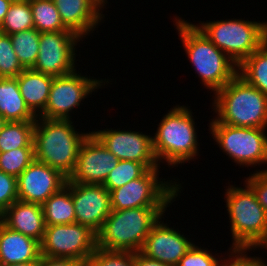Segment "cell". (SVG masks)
Segmentation results:
<instances>
[{
    "label": "cell",
    "instance_id": "cell-1",
    "mask_svg": "<svg viewBox=\"0 0 267 266\" xmlns=\"http://www.w3.org/2000/svg\"><path fill=\"white\" fill-rule=\"evenodd\" d=\"M174 25L183 50L194 67L203 87L213 94L238 74V65L218 49L195 25L179 16Z\"/></svg>",
    "mask_w": 267,
    "mask_h": 266
},
{
    "label": "cell",
    "instance_id": "cell-2",
    "mask_svg": "<svg viewBox=\"0 0 267 266\" xmlns=\"http://www.w3.org/2000/svg\"><path fill=\"white\" fill-rule=\"evenodd\" d=\"M226 186L225 203L232 234L231 250H260L267 243V212L245 182Z\"/></svg>",
    "mask_w": 267,
    "mask_h": 266
},
{
    "label": "cell",
    "instance_id": "cell-3",
    "mask_svg": "<svg viewBox=\"0 0 267 266\" xmlns=\"http://www.w3.org/2000/svg\"><path fill=\"white\" fill-rule=\"evenodd\" d=\"M74 121L37 117L34 127L35 160L58 169L66 177L73 172L82 143L91 133H79Z\"/></svg>",
    "mask_w": 267,
    "mask_h": 266
},
{
    "label": "cell",
    "instance_id": "cell-4",
    "mask_svg": "<svg viewBox=\"0 0 267 266\" xmlns=\"http://www.w3.org/2000/svg\"><path fill=\"white\" fill-rule=\"evenodd\" d=\"M212 96V109L217 115L211 122L267 128V96L238 74Z\"/></svg>",
    "mask_w": 267,
    "mask_h": 266
},
{
    "label": "cell",
    "instance_id": "cell-5",
    "mask_svg": "<svg viewBox=\"0 0 267 266\" xmlns=\"http://www.w3.org/2000/svg\"><path fill=\"white\" fill-rule=\"evenodd\" d=\"M192 110L185 105H176L162 117L152 146L157 162L171 168L188 163L199 155V139ZM162 160V161H161ZM164 161V162H163Z\"/></svg>",
    "mask_w": 267,
    "mask_h": 266
},
{
    "label": "cell",
    "instance_id": "cell-6",
    "mask_svg": "<svg viewBox=\"0 0 267 266\" xmlns=\"http://www.w3.org/2000/svg\"><path fill=\"white\" fill-rule=\"evenodd\" d=\"M168 207L111 210L97 233V247L112 251L140 252L152 227Z\"/></svg>",
    "mask_w": 267,
    "mask_h": 266
},
{
    "label": "cell",
    "instance_id": "cell-7",
    "mask_svg": "<svg viewBox=\"0 0 267 266\" xmlns=\"http://www.w3.org/2000/svg\"><path fill=\"white\" fill-rule=\"evenodd\" d=\"M195 25L238 66L267 41V21L233 18Z\"/></svg>",
    "mask_w": 267,
    "mask_h": 266
},
{
    "label": "cell",
    "instance_id": "cell-8",
    "mask_svg": "<svg viewBox=\"0 0 267 266\" xmlns=\"http://www.w3.org/2000/svg\"><path fill=\"white\" fill-rule=\"evenodd\" d=\"M160 168L149 169L142 177L113 189L110 192L111 210L169 207L176 201L182 184L180 181L159 178Z\"/></svg>",
    "mask_w": 267,
    "mask_h": 266
},
{
    "label": "cell",
    "instance_id": "cell-9",
    "mask_svg": "<svg viewBox=\"0 0 267 266\" xmlns=\"http://www.w3.org/2000/svg\"><path fill=\"white\" fill-rule=\"evenodd\" d=\"M209 125L216 144L236 165H267V128L234 127L220 122Z\"/></svg>",
    "mask_w": 267,
    "mask_h": 266
},
{
    "label": "cell",
    "instance_id": "cell-10",
    "mask_svg": "<svg viewBox=\"0 0 267 266\" xmlns=\"http://www.w3.org/2000/svg\"><path fill=\"white\" fill-rule=\"evenodd\" d=\"M105 83L110 82L108 79L106 81L82 75L77 69L68 75L53 77L47 105L38 117L71 120L72 111L79 109L80 104L83 105L81 101L84 102V99L105 86Z\"/></svg>",
    "mask_w": 267,
    "mask_h": 266
},
{
    "label": "cell",
    "instance_id": "cell-11",
    "mask_svg": "<svg viewBox=\"0 0 267 266\" xmlns=\"http://www.w3.org/2000/svg\"><path fill=\"white\" fill-rule=\"evenodd\" d=\"M41 255L72 258L86 264L97 248V234L79 223L46 225Z\"/></svg>",
    "mask_w": 267,
    "mask_h": 266
},
{
    "label": "cell",
    "instance_id": "cell-12",
    "mask_svg": "<svg viewBox=\"0 0 267 266\" xmlns=\"http://www.w3.org/2000/svg\"><path fill=\"white\" fill-rule=\"evenodd\" d=\"M82 38L73 31L40 33L39 52L32 68L53 77L68 75L76 70V46ZM76 60V61H75Z\"/></svg>",
    "mask_w": 267,
    "mask_h": 266
},
{
    "label": "cell",
    "instance_id": "cell-13",
    "mask_svg": "<svg viewBox=\"0 0 267 266\" xmlns=\"http://www.w3.org/2000/svg\"><path fill=\"white\" fill-rule=\"evenodd\" d=\"M118 160L144 163L149 169L160 167L154 155L152 136L139 131L108 128L91 131Z\"/></svg>",
    "mask_w": 267,
    "mask_h": 266
},
{
    "label": "cell",
    "instance_id": "cell-14",
    "mask_svg": "<svg viewBox=\"0 0 267 266\" xmlns=\"http://www.w3.org/2000/svg\"><path fill=\"white\" fill-rule=\"evenodd\" d=\"M118 161V158L91 132L81 145L75 168L68 177V181L104 184Z\"/></svg>",
    "mask_w": 267,
    "mask_h": 266
},
{
    "label": "cell",
    "instance_id": "cell-15",
    "mask_svg": "<svg viewBox=\"0 0 267 266\" xmlns=\"http://www.w3.org/2000/svg\"><path fill=\"white\" fill-rule=\"evenodd\" d=\"M75 223L89 227L96 234L111 213L110 192L103 184H82L71 182Z\"/></svg>",
    "mask_w": 267,
    "mask_h": 266
},
{
    "label": "cell",
    "instance_id": "cell-16",
    "mask_svg": "<svg viewBox=\"0 0 267 266\" xmlns=\"http://www.w3.org/2000/svg\"><path fill=\"white\" fill-rule=\"evenodd\" d=\"M67 180L58 169L34 159L17 177L18 200L42 205L66 186Z\"/></svg>",
    "mask_w": 267,
    "mask_h": 266
},
{
    "label": "cell",
    "instance_id": "cell-17",
    "mask_svg": "<svg viewBox=\"0 0 267 266\" xmlns=\"http://www.w3.org/2000/svg\"><path fill=\"white\" fill-rule=\"evenodd\" d=\"M162 218L164 216L152 227L140 253L149 259L177 266L194 242L183 232L181 234L178 228L169 227L170 225L164 223Z\"/></svg>",
    "mask_w": 267,
    "mask_h": 266
},
{
    "label": "cell",
    "instance_id": "cell-18",
    "mask_svg": "<svg viewBox=\"0 0 267 266\" xmlns=\"http://www.w3.org/2000/svg\"><path fill=\"white\" fill-rule=\"evenodd\" d=\"M63 24L82 39L103 23L107 0H53ZM107 3V4H106ZM103 8V9H102Z\"/></svg>",
    "mask_w": 267,
    "mask_h": 266
},
{
    "label": "cell",
    "instance_id": "cell-19",
    "mask_svg": "<svg viewBox=\"0 0 267 266\" xmlns=\"http://www.w3.org/2000/svg\"><path fill=\"white\" fill-rule=\"evenodd\" d=\"M0 216L1 222L9 229L41 243L46 229L41 204L17 200Z\"/></svg>",
    "mask_w": 267,
    "mask_h": 266
},
{
    "label": "cell",
    "instance_id": "cell-20",
    "mask_svg": "<svg viewBox=\"0 0 267 266\" xmlns=\"http://www.w3.org/2000/svg\"><path fill=\"white\" fill-rule=\"evenodd\" d=\"M41 246L37 240L13 231L0 222V263L38 262Z\"/></svg>",
    "mask_w": 267,
    "mask_h": 266
},
{
    "label": "cell",
    "instance_id": "cell-21",
    "mask_svg": "<svg viewBox=\"0 0 267 266\" xmlns=\"http://www.w3.org/2000/svg\"><path fill=\"white\" fill-rule=\"evenodd\" d=\"M16 78L26 106L38 117L47 105L53 76L24 69Z\"/></svg>",
    "mask_w": 267,
    "mask_h": 266
},
{
    "label": "cell",
    "instance_id": "cell-22",
    "mask_svg": "<svg viewBox=\"0 0 267 266\" xmlns=\"http://www.w3.org/2000/svg\"><path fill=\"white\" fill-rule=\"evenodd\" d=\"M0 115L6 121H35L22 97L16 77H0Z\"/></svg>",
    "mask_w": 267,
    "mask_h": 266
},
{
    "label": "cell",
    "instance_id": "cell-23",
    "mask_svg": "<svg viewBox=\"0 0 267 266\" xmlns=\"http://www.w3.org/2000/svg\"><path fill=\"white\" fill-rule=\"evenodd\" d=\"M46 225L72 224L76 221L74 203L71 195V182L51 195L42 204Z\"/></svg>",
    "mask_w": 267,
    "mask_h": 266
},
{
    "label": "cell",
    "instance_id": "cell-24",
    "mask_svg": "<svg viewBox=\"0 0 267 266\" xmlns=\"http://www.w3.org/2000/svg\"><path fill=\"white\" fill-rule=\"evenodd\" d=\"M238 75L267 96V41L238 66Z\"/></svg>",
    "mask_w": 267,
    "mask_h": 266
},
{
    "label": "cell",
    "instance_id": "cell-25",
    "mask_svg": "<svg viewBox=\"0 0 267 266\" xmlns=\"http://www.w3.org/2000/svg\"><path fill=\"white\" fill-rule=\"evenodd\" d=\"M35 121H7L0 131V152L34 147Z\"/></svg>",
    "mask_w": 267,
    "mask_h": 266
},
{
    "label": "cell",
    "instance_id": "cell-26",
    "mask_svg": "<svg viewBox=\"0 0 267 266\" xmlns=\"http://www.w3.org/2000/svg\"><path fill=\"white\" fill-rule=\"evenodd\" d=\"M30 6L38 32L71 31L63 24L53 0H30Z\"/></svg>",
    "mask_w": 267,
    "mask_h": 266
},
{
    "label": "cell",
    "instance_id": "cell-27",
    "mask_svg": "<svg viewBox=\"0 0 267 266\" xmlns=\"http://www.w3.org/2000/svg\"><path fill=\"white\" fill-rule=\"evenodd\" d=\"M14 52L24 69H32L36 63L40 32L35 28L10 35Z\"/></svg>",
    "mask_w": 267,
    "mask_h": 266
},
{
    "label": "cell",
    "instance_id": "cell-28",
    "mask_svg": "<svg viewBox=\"0 0 267 266\" xmlns=\"http://www.w3.org/2000/svg\"><path fill=\"white\" fill-rule=\"evenodd\" d=\"M34 28L30 0L15 1L9 7L0 32L8 35Z\"/></svg>",
    "mask_w": 267,
    "mask_h": 266
},
{
    "label": "cell",
    "instance_id": "cell-29",
    "mask_svg": "<svg viewBox=\"0 0 267 266\" xmlns=\"http://www.w3.org/2000/svg\"><path fill=\"white\" fill-rule=\"evenodd\" d=\"M148 170L149 168L144 163L119 160L116 167L109 173L103 186L111 192L131 180L142 177Z\"/></svg>",
    "mask_w": 267,
    "mask_h": 266
},
{
    "label": "cell",
    "instance_id": "cell-30",
    "mask_svg": "<svg viewBox=\"0 0 267 266\" xmlns=\"http://www.w3.org/2000/svg\"><path fill=\"white\" fill-rule=\"evenodd\" d=\"M34 159V147H21L0 152V171L18 177Z\"/></svg>",
    "mask_w": 267,
    "mask_h": 266
},
{
    "label": "cell",
    "instance_id": "cell-31",
    "mask_svg": "<svg viewBox=\"0 0 267 266\" xmlns=\"http://www.w3.org/2000/svg\"><path fill=\"white\" fill-rule=\"evenodd\" d=\"M23 70L10 35L0 32V77H17Z\"/></svg>",
    "mask_w": 267,
    "mask_h": 266
},
{
    "label": "cell",
    "instance_id": "cell-32",
    "mask_svg": "<svg viewBox=\"0 0 267 266\" xmlns=\"http://www.w3.org/2000/svg\"><path fill=\"white\" fill-rule=\"evenodd\" d=\"M134 252L96 248L85 266H134Z\"/></svg>",
    "mask_w": 267,
    "mask_h": 266
},
{
    "label": "cell",
    "instance_id": "cell-33",
    "mask_svg": "<svg viewBox=\"0 0 267 266\" xmlns=\"http://www.w3.org/2000/svg\"><path fill=\"white\" fill-rule=\"evenodd\" d=\"M213 254L206 248L203 249L194 243L180 259L177 266H216L224 256L221 254V257H219V255Z\"/></svg>",
    "mask_w": 267,
    "mask_h": 266
},
{
    "label": "cell",
    "instance_id": "cell-34",
    "mask_svg": "<svg viewBox=\"0 0 267 266\" xmlns=\"http://www.w3.org/2000/svg\"><path fill=\"white\" fill-rule=\"evenodd\" d=\"M17 200V177L0 171V215Z\"/></svg>",
    "mask_w": 267,
    "mask_h": 266
},
{
    "label": "cell",
    "instance_id": "cell-35",
    "mask_svg": "<svg viewBox=\"0 0 267 266\" xmlns=\"http://www.w3.org/2000/svg\"><path fill=\"white\" fill-rule=\"evenodd\" d=\"M245 182L252 188L258 202L267 212V168L251 173Z\"/></svg>",
    "mask_w": 267,
    "mask_h": 266
},
{
    "label": "cell",
    "instance_id": "cell-36",
    "mask_svg": "<svg viewBox=\"0 0 267 266\" xmlns=\"http://www.w3.org/2000/svg\"><path fill=\"white\" fill-rule=\"evenodd\" d=\"M249 257L248 251L231 250L229 247L227 255L216 266H241Z\"/></svg>",
    "mask_w": 267,
    "mask_h": 266
},
{
    "label": "cell",
    "instance_id": "cell-37",
    "mask_svg": "<svg viewBox=\"0 0 267 266\" xmlns=\"http://www.w3.org/2000/svg\"><path fill=\"white\" fill-rule=\"evenodd\" d=\"M37 266H85V264L72 258L41 255Z\"/></svg>",
    "mask_w": 267,
    "mask_h": 266
},
{
    "label": "cell",
    "instance_id": "cell-38",
    "mask_svg": "<svg viewBox=\"0 0 267 266\" xmlns=\"http://www.w3.org/2000/svg\"><path fill=\"white\" fill-rule=\"evenodd\" d=\"M134 266H172V265L164 264L157 260L149 259L140 252H136L134 254Z\"/></svg>",
    "mask_w": 267,
    "mask_h": 266
},
{
    "label": "cell",
    "instance_id": "cell-39",
    "mask_svg": "<svg viewBox=\"0 0 267 266\" xmlns=\"http://www.w3.org/2000/svg\"><path fill=\"white\" fill-rule=\"evenodd\" d=\"M11 4V0H0V26L3 23Z\"/></svg>",
    "mask_w": 267,
    "mask_h": 266
},
{
    "label": "cell",
    "instance_id": "cell-40",
    "mask_svg": "<svg viewBox=\"0 0 267 266\" xmlns=\"http://www.w3.org/2000/svg\"><path fill=\"white\" fill-rule=\"evenodd\" d=\"M246 266H267V264L263 261L262 258L257 256H250L246 260Z\"/></svg>",
    "mask_w": 267,
    "mask_h": 266
},
{
    "label": "cell",
    "instance_id": "cell-41",
    "mask_svg": "<svg viewBox=\"0 0 267 266\" xmlns=\"http://www.w3.org/2000/svg\"><path fill=\"white\" fill-rule=\"evenodd\" d=\"M38 262H27V263H15V264H1L0 266H37Z\"/></svg>",
    "mask_w": 267,
    "mask_h": 266
},
{
    "label": "cell",
    "instance_id": "cell-42",
    "mask_svg": "<svg viewBox=\"0 0 267 266\" xmlns=\"http://www.w3.org/2000/svg\"><path fill=\"white\" fill-rule=\"evenodd\" d=\"M7 121L0 115V131L2 130V127Z\"/></svg>",
    "mask_w": 267,
    "mask_h": 266
},
{
    "label": "cell",
    "instance_id": "cell-43",
    "mask_svg": "<svg viewBox=\"0 0 267 266\" xmlns=\"http://www.w3.org/2000/svg\"><path fill=\"white\" fill-rule=\"evenodd\" d=\"M264 248H265V250H267V243L263 246L262 249H264Z\"/></svg>",
    "mask_w": 267,
    "mask_h": 266
},
{
    "label": "cell",
    "instance_id": "cell-44",
    "mask_svg": "<svg viewBox=\"0 0 267 266\" xmlns=\"http://www.w3.org/2000/svg\"><path fill=\"white\" fill-rule=\"evenodd\" d=\"M12 2H15V1H24V0H11Z\"/></svg>",
    "mask_w": 267,
    "mask_h": 266
}]
</instances>
